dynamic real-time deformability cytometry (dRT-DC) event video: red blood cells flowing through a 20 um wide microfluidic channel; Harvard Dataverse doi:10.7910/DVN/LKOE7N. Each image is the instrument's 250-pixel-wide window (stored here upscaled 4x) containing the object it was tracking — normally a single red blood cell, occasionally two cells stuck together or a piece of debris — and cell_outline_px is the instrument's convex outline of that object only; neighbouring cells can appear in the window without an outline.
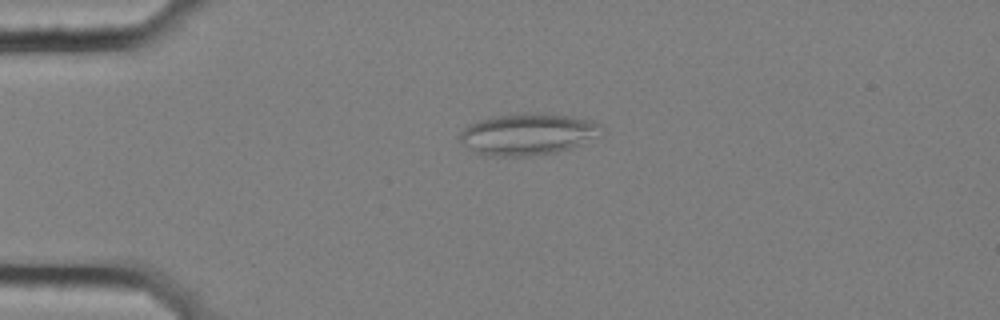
{"species": "common noctule bat (a hibernating species)", "species_latin": "Nyctalus noctula", "temperature_condition": "cold", "stored_images_in_passage": 57, "camera_frame_rate_fps": 3000, "um_per_image_px": 0.085, "animal": {"sex": "female", "body_mass_g": 25.1}, "frame": {"image": 1, "passage_image": 14, "time_ms": 4.333, "image_size_px": [1000, 320], "cell_outline_px": [[604, 128], [580, 144], [556, 152], [528, 156], [488, 156], [476, 152], [464, 144], [460, 140], [460, 132], [468, 124], [480, 120], [496, 116], [524, 112], [544, 112], [572, 116], [592, 120], [604, 124]], "centroid_in_image_um": [44.85, 11.37], "position_along_channel_um": 40.2, "area_um2": 34.22}}
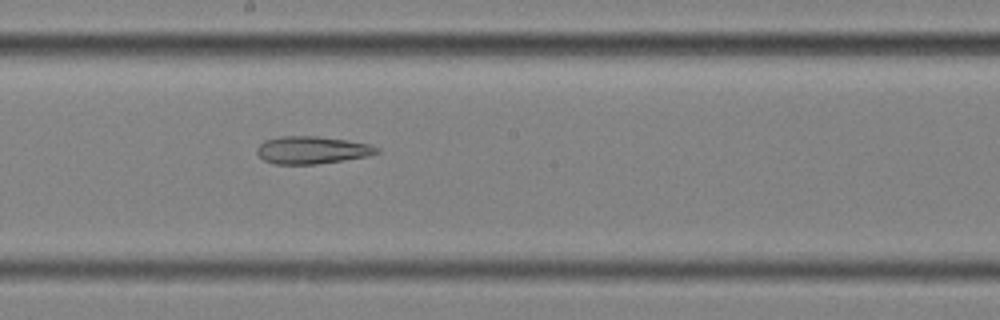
{"frame": {"image": 2, "passage_image": 32, "time_ms": 10.333, "image_size_px": [1000, 320], "cell_outline_px": [[380, 152], [368, 156], [344, 160], [316, 164], [276, 164], [264, 160], [256, 152], [256, 148], [264, 140], [280, 136], [316, 136], [348, 140], [368, 144], [380, 148]], "centroid_in_image_um": [26.52, 12.75], "position_along_channel_um": 221.7, "area_um2": 19.25}}
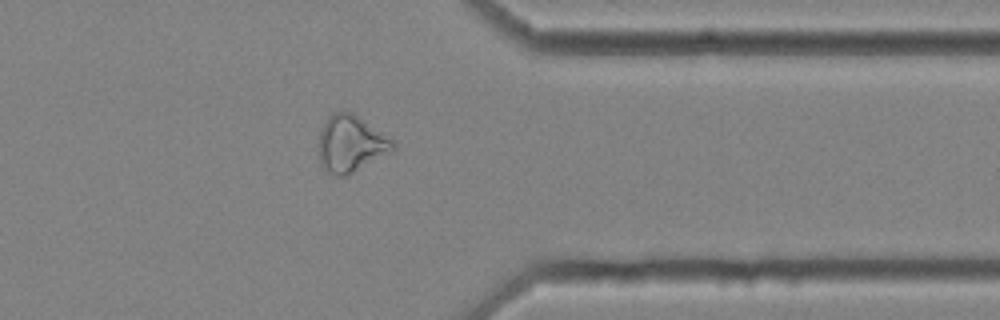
{"frame": {"image": 3, "passage_image": 46, "time_ms": 15.0, "image_size_px": [1000, 320], "cell_outline_px": [[396, 148], [392, 152], [348, 176], [336, 176], [324, 172], [320, 164], [316, 144], [320, 132], [324, 124], [332, 112], [352, 112], [392, 140], [396, 144]], "centroid_in_image_um": [29.77, 12.28], "position_along_channel_um": 381.6, "area_um2": 24.91}, "authors_computed_cell_mechanics": {"area_um2": 26.4724, "velocity_mm_per_s": 3.5614, "shape_relaxation_time_tau1_ms": null, "shape_relaxation_time_tau2_ms": 3.3379, "deformation_change_tau1": null, "deformation_change_tau2": 0.1293}}